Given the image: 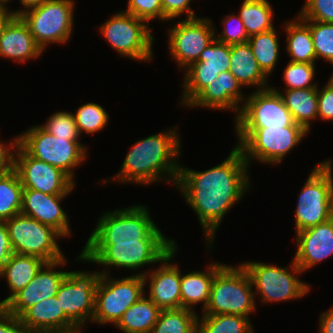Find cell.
Returning a JSON list of instances; mask_svg holds the SVG:
<instances>
[{
  "instance_id": "obj_25",
  "label": "cell",
  "mask_w": 333,
  "mask_h": 333,
  "mask_svg": "<svg viewBox=\"0 0 333 333\" xmlns=\"http://www.w3.org/2000/svg\"><path fill=\"white\" fill-rule=\"evenodd\" d=\"M19 319L29 333L64 331L76 327L64 314L56 296L30 306Z\"/></svg>"
},
{
  "instance_id": "obj_11",
  "label": "cell",
  "mask_w": 333,
  "mask_h": 333,
  "mask_svg": "<svg viewBox=\"0 0 333 333\" xmlns=\"http://www.w3.org/2000/svg\"><path fill=\"white\" fill-rule=\"evenodd\" d=\"M73 3V0H48L19 15L43 51L49 43L61 44L69 40L74 20Z\"/></svg>"
},
{
  "instance_id": "obj_43",
  "label": "cell",
  "mask_w": 333,
  "mask_h": 333,
  "mask_svg": "<svg viewBox=\"0 0 333 333\" xmlns=\"http://www.w3.org/2000/svg\"><path fill=\"white\" fill-rule=\"evenodd\" d=\"M234 15H227L226 18L222 21L224 25V30L219 35L215 36V38L222 43L225 44H238V43H245L249 40V36L245 30L243 21L241 18L235 13ZM236 22V25L234 24V27L230 25Z\"/></svg>"
},
{
  "instance_id": "obj_47",
  "label": "cell",
  "mask_w": 333,
  "mask_h": 333,
  "mask_svg": "<svg viewBox=\"0 0 333 333\" xmlns=\"http://www.w3.org/2000/svg\"><path fill=\"white\" fill-rule=\"evenodd\" d=\"M7 146L0 142V173L8 172L14 169L15 153L11 152L13 149L16 150L19 145V137L17 136ZM10 146V147H8ZM11 149V150H10Z\"/></svg>"
},
{
  "instance_id": "obj_31",
  "label": "cell",
  "mask_w": 333,
  "mask_h": 333,
  "mask_svg": "<svg viewBox=\"0 0 333 333\" xmlns=\"http://www.w3.org/2000/svg\"><path fill=\"white\" fill-rule=\"evenodd\" d=\"M294 21L286 22L287 53L290 61L300 63H315L316 55L310 32V27L299 17Z\"/></svg>"
},
{
  "instance_id": "obj_22",
  "label": "cell",
  "mask_w": 333,
  "mask_h": 333,
  "mask_svg": "<svg viewBox=\"0 0 333 333\" xmlns=\"http://www.w3.org/2000/svg\"><path fill=\"white\" fill-rule=\"evenodd\" d=\"M177 246L161 261V267L154 271L142 273L145 282L149 277V298L161 310L181 308V270L178 265H172ZM150 274H149V273Z\"/></svg>"
},
{
  "instance_id": "obj_28",
  "label": "cell",
  "mask_w": 333,
  "mask_h": 333,
  "mask_svg": "<svg viewBox=\"0 0 333 333\" xmlns=\"http://www.w3.org/2000/svg\"><path fill=\"white\" fill-rule=\"evenodd\" d=\"M222 266L223 264L216 262L209 264L208 271H194L181 275V308L193 310V305L202 302L205 310L209 302L214 275Z\"/></svg>"
},
{
  "instance_id": "obj_53",
  "label": "cell",
  "mask_w": 333,
  "mask_h": 333,
  "mask_svg": "<svg viewBox=\"0 0 333 333\" xmlns=\"http://www.w3.org/2000/svg\"><path fill=\"white\" fill-rule=\"evenodd\" d=\"M10 0H0V9L1 10H8L5 3H8Z\"/></svg>"
},
{
  "instance_id": "obj_5",
  "label": "cell",
  "mask_w": 333,
  "mask_h": 333,
  "mask_svg": "<svg viewBox=\"0 0 333 333\" xmlns=\"http://www.w3.org/2000/svg\"><path fill=\"white\" fill-rule=\"evenodd\" d=\"M87 242H137L138 240H171L165 238L145 206L134 205L108 212L98 219Z\"/></svg>"
},
{
  "instance_id": "obj_45",
  "label": "cell",
  "mask_w": 333,
  "mask_h": 333,
  "mask_svg": "<svg viewBox=\"0 0 333 333\" xmlns=\"http://www.w3.org/2000/svg\"><path fill=\"white\" fill-rule=\"evenodd\" d=\"M163 8V21L177 18L187 12L186 19L196 18L195 12L191 9V0H161Z\"/></svg>"
},
{
  "instance_id": "obj_4",
  "label": "cell",
  "mask_w": 333,
  "mask_h": 333,
  "mask_svg": "<svg viewBox=\"0 0 333 333\" xmlns=\"http://www.w3.org/2000/svg\"><path fill=\"white\" fill-rule=\"evenodd\" d=\"M246 269L224 264L214 275L204 314H230L249 318L255 311V292Z\"/></svg>"
},
{
  "instance_id": "obj_35",
  "label": "cell",
  "mask_w": 333,
  "mask_h": 333,
  "mask_svg": "<svg viewBox=\"0 0 333 333\" xmlns=\"http://www.w3.org/2000/svg\"><path fill=\"white\" fill-rule=\"evenodd\" d=\"M255 59L262 71L269 76L279 58V43L275 28L249 37Z\"/></svg>"
},
{
  "instance_id": "obj_37",
  "label": "cell",
  "mask_w": 333,
  "mask_h": 333,
  "mask_svg": "<svg viewBox=\"0 0 333 333\" xmlns=\"http://www.w3.org/2000/svg\"><path fill=\"white\" fill-rule=\"evenodd\" d=\"M73 115L80 134L83 131L86 134H94L102 130L109 120L106 110L92 102L80 106Z\"/></svg>"
},
{
  "instance_id": "obj_52",
  "label": "cell",
  "mask_w": 333,
  "mask_h": 333,
  "mask_svg": "<svg viewBox=\"0 0 333 333\" xmlns=\"http://www.w3.org/2000/svg\"><path fill=\"white\" fill-rule=\"evenodd\" d=\"M81 327H75L73 329L64 330V331H47L42 333H81Z\"/></svg>"
},
{
  "instance_id": "obj_44",
  "label": "cell",
  "mask_w": 333,
  "mask_h": 333,
  "mask_svg": "<svg viewBox=\"0 0 333 333\" xmlns=\"http://www.w3.org/2000/svg\"><path fill=\"white\" fill-rule=\"evenodd\" d=\"M318 96V118L322 120H333V77L331 76L324 88H317Z\"/></svg>"
},
{
  "instance_id": "obj_51",
  "label": "cell",
  "mask_w": 333,
  "mask_h": 333,
  "mask_svg": "<svg viewBox=\"0 0 333 333\" xmlns=\"http://www.w3.org/2000/svg\"><path fill=\"white\" fill-rule=\"evenodd\" d=\"M14 15L9 12L8 10H1L0 9V37H1V33L2 30L4 28V26L6 25V23L13 17Z\"/></svg>"
},
{
  "instance_id": "obj_30",
  "label": "cell",
  "mask_w": 333,
  "mask_h": 333,
  "mask_svg": "<svg viewBox=\"0 0 333 333\" xmlns=\"http://www.w3.org/2000/svg\"><path fill=\"white\" fill-rule=\"evenodd\" d=\"M280 94L295 123L309 132L310 120L318 118L317 88L290 89Z\"/></svg>"
},
{
  "instance_id": "obj_41",
  "label": "cell",
  "mask_w": 333,
  "mask_h": 333,
  "mask_svg": "<svg viewBox=\"0 0 333 333\" xmlns=\"http://www.w3.org/2000/svg\"><path fill=\"white\" fill-rule=\"evenodd\" d=\"M298 16L302 20L333 23V0H306Z\"/></svg>"
},
{
  "instance_id": "obj_49",
  "label": "cell",
  "mask_w": 333,
  "mask_h": 333,
  "mask_svg": "<svg viewBox=\"0 0 333 333\" xmlns=\"http://www.w3.org/2000/svg\"><path fill=\"white\" fill-rule=\"evenodd\" d=\"M320 333H333V306L330 310L321 314Z\"/></svg>"
},
{
  "instance_id": "obj_20",
  "label": "cell",
  "mask_w": 333,
  "mask_h": 333,
  "mask_svg": "<svg viewBox=\"0 0 333 333\" xmlns=\"http://www.w3.org/2000/svg\"><path fill=\"white\" fill-rule=\"evenodd\" d=\"M297 251L291 265L300 274L333 254V217L326 222L296 232Z\"/></svg>"
},
{
  "instance_id": "obj_33",
  "label": "cell",
  "mask_w": 333,
  "mask_h": 333,
  "mask_svg": "<svg viewBox=\"0 0 333 333\" xmlns=\"http://www.w3.org/2000/svg\"><path fill=\"white\" fill-rule=\"evenodd\" d=\"M23 186L15 169L0 173V221L20 214Z\"/></svg>"
},
{
  "instance_id": "obj_27",
  "label": "cell",
  "mask_w": 333,
  "mask_h": 333,
  "mask_svg": "<svg viewBox=\"0 0 333 333\" xmlns=\"http://www.w3.org/2000/svg\"><path fill=\"white\" fill-rule=\"evenodd\" d=\"M46 262L38 257L13 253L4 267L0 277L7 278L10 296L0 301L3 307L17 292L26 287Z\"/></svg>"
},
{
  "instance_id": "obj_19",
  "label": "cell",
  "mask_w": 333,
  "mask_h": 333,
  "mask_svg": "<svg viewBox=\"0 0 333 333\" xmlns=\"http://www.w3.org/2000/svg\"><path fill=\"white\" fill-rule=\"evenodd\" d=\"M65 259L45 263L28 285L17 292L3 308L19 317L30 306L56 296L67 271H57L54 268L66 264Z\"/></svg>"
},
{
  "instance_id": "obj_36",
  "label": "cell",
  "mask_w": 333,
  "mask_h": 333,
  "mask_svg": "<svg viewBox=\"0 0 333 333\" xmlns=\"http://www.w3.org/2000/svg\"><path fill=\"white\" fill-rule=\"evenodd\" d=\"M249 319L230 314H203L197 321V333H253Z\"/></svg>"
},
{
  "instance_id": "obj_42",
  "label": "cell",
  "mask_w": 333,
  "mask_h": 333,
  "mask_svg": "<svg viewBox=\"0 0 333 333\" xmlns=\"http://www.w3.org/2000/svg\"><path fill=\"white\" fill-rule=\"evenodd\" d=\"M126 13L149 23L154 18L163 21V8L161 0H128Z\"/></svg>"
},
{
  "instance_id": "obj_13",
  "label": "cell",
  "mask_w": 333,
  "mask_h": 333,
  "mask_svg": "<svg viewBox=\"0 0 333 333\" xmlns=\"http://www.w3.org/2000/svg\"><path fill=\"white\" fill-rule=\"evenodd\" d=\"M236 117V128L303 127L296 124L279 90L267 88L254 91L245 98Z\"/></svg>"
},
{
  "instance_id": "obj_46",
  "label": "cell",
  "mask_w": 333,
  "mask_h": 333,
  "mask_svg": "<svg viewBox=\"0 0 333 333\" xmlns=\"http://www.w3.org/2000/svg\"><path fill=\"white\" fill-rule=\"evenodd\" d=\"M0 333H29L19 317L0 307Z\"/></svg>"
},
{
  "instance_id": "obj_21",
  "label": "cell",
  "mask_w": 333,
  "mask_h": 333,
  "mask_svg": "<svg viewBox=\"0 0 333 333\" xmlns=\"http://www.w3.org/2000/svg\"><path fill=\"white\" fill-rule=\"evenodd\" d=\"M68 194H46L34 189L23 188L20 213L50 226L62 237L70 235L67 214L60 206V201Z\"/></svg>"
},
{
  "instance_id": "obj_6",
  "label": "cell",
  "mask_w": 333,
  "mask_h": 333,
  "mask_svg": "<svg viewBox=\"0 0 333 333\" xmlns=\"http://www.w3.org/2000/svg\"><path fill=\"white\" fill-rule=\"evenodd\" d=\"M307 133L304 127L236 128V146L248 165L252 159L279 164Z\"/></svg>"
},
{
  "instance_id": "obj_26",
  "label": "cell",
  "mask_w": 333,
  "mask_h": 333,
  "mask_svg": "<svg viewBox=\"0 0 333 333\" xmlns=\"http://www.w3.org/2000/svg\"><path fill=\"white\" fill-rule=\"evenodd\" d=\"M229 72L242 86H258L257 90L270 88L267 86V75L259 67L248 42L230 45Z\"/></svg>"
},
{
  "instance_id": "obj_50",
  "label": "cell",
  "mask_w": 333,
  "mask_h": 333,
  "mask_svg": "<svg viewBox=\"0 0 333 333\" xmlns=\"http://www.w3.org/2000/svg\"><path fill=\"white\" fill-rule=\"evenodd\" d=\"M21 1L22 5H24L25 9L23 10H17V11H10L14 16H19L23 11H26V9H30L36 6L42 5L44 2L48 0H19Z\"/></svg>"
},
{
  "instance_id": "obj_7",
  "label": "cell",
  "mask_w": 333,
  "mask_h": 333,
  "mask_svg": "<svg viewBox=\"0 0 333 333\" xmlns=\"http://www.w3.org/2000/svg\"><path fill=\"white\" fill-rule=\"evenodd\" d=\"M332 160L318 164L309 175L298 197L295 211L296 232L314 227L333 217Z\"/></svg>"
},
{
  "instance_id": "obj_16",
  "label": "cell",
  "mask_w": 333,
  "mask_h": 333,
  "mask_svg": "<svg viewBox=\"0 0 333 333\" xmlns=\"http://www.w3.org/2000/svg\"><path fill=\"white\" fill-rule=\"evenodd\" d=\"M213 26L210 19L196 17L183 19L169 29V53L179 67L188 68L198 60L217 35Z\"/></svg>"
},
{
  "instance_id": "obj_38",
  "label": "cell",
  "mask_w": 333,
  "mask_h": 333,
  "mask_svg": "<svg viewBox=\"0 0 333 333\" xmlns=\"http://www.w3.org/2000/svg\"><path fill=\"white\" fill-rule=\"evenodd\" d=\"M303 21L310 27L316 59L323 58L333 64V23Z\"/></svg>"
},
{
  "instance_id": "obj_23",
  "label": "cell",
  "mask_w": 333,
  "mask_h": 333,
  "mask_svg": "<svg viewBox=\"0 0 333 333\" xmlns=\"http://www.w3.org/2000/svg\"><path fill=\"white\" fill-rule=\"evenodd\" d=\"M242 84L229 72H221L216 80L204 87L186 106L213 109H232L240 114L239 107L246 99L240 92ZM239 104V105H238Z\"/></svg>"
},
{
  "instance_id": "obj_40",
  "label": "cell",
  "mask_w": 333,
  "mask_h": 333,
  "mask_svg": "<svg viewBox=\"0 0 333 333\" xmlns=\"http://www.w3.org/2000/svg\"><path fill=\"white\" fill-rule=\"evenodd\" d=\"M41 127L55 137L69 138L72 141H78L81 135L73 113L67 111L54 113Z\"/></svg>"
},
{
  "instance_id": "obj_15",
  "label": "cell",
  "mask_w": 333,
  "mask_h": 333,
  "mask_svg": "<svg viewBox=\"0 0 333 333\" xmlns=\"http://www.w3.org/2000/svg\"><path fill=\"white\" fill-rule=\"evenodd\" d=\"M100 272L69 271L61 282L56 297L64 314L76 326L85 325L93 319L96 286Z\"/></svg>"
},
{
  "instance_id": "obj_10",
  "label": "cell",
  "mask_w": 333,
  "mask_h": 333,
  "mask_svg": "<svg viewBox=\"0 0 333 333\" xmlns=\"http://www.w3.org/2000/svg\"><path fill=\"white\" fill-rule=\"evenodd\" d=\"M4 222L13 253L35 256L46 263L65 258L56 241L62 236L50 226L21 213Z\"/></svg>"
},
{
  "instance_id": "obj_39",
  "label": "cell",
  "mask_w": 333,
  "mask_h": 333,
  "mask_svg": "<svg viewBox=\"0 0 333 333\" xmlns=\"http://www.w3.org/2000/svg\"><path fill=\"white\" fill-rule=\"evenodd\" d=\"M315 63H300L290 61L284 69L283 78L290 89L318 88L316 83H311L315 75Z\"/></svg>"
},
{
  "instance_id": "obj_9",
  "label": "cell",
  "mask_w": 333,
  "mask_h": 333,
  "mask_svg": "<svg viewBox=\"0 0 333 333\" xmlns=\"http://www.w3.org/2000/svg\"><path fill=\"white\" fill-rule=\"evenodd\" d=\"M108 273L101 272L96 286L92 322L116 325L125 311L144 295L147 282L141 273L118 280H109Z\"/></svg>"
},
{
  "instance_id": "obj_14",
  "label": "cell",
  "mask_w": 333,
  "mask_h": 333,
  "mask_svg": "<svg viewBox=\"0 0 333 333\" xmlns=\"http://www.w3.org/2000/svg\"><path fill=\"white\" fill-rule=\"evenodd\" d=\"M251 278L256 293L264 303L298 299L310 291V286L293 275L288 267H277L261 262L242 264Z\"/></svg>"
},
{
  "instance_id": "obj_34",
  "label": "cell",
  "mask_w": 333,
  "mask_h": 333,
  "mask_svg": "<svg viewBox=\"0 0 333 333\" xmlns=\"http://www.w3.org/2000/svg\"><path fill=\"white\" fill-rule=\"evenodd\" d=\"M186 308L161 310L151 333H197L198 316Z\"/></svg>"
},
{
  "instance_id": "obj_1",
  "label": "cell",
  "mask_w": 333,
  "mask_h": 333,
  "mask_svg": "<svg viewBox=\"0 0 333 333\" xmlns=\"http://www.w3.org/2000/svg\"><path fill=\"white\" fill-rule=\"evenodd\" d=\"M249 166L235 146L221 164L209 170L200 172L180 167L176 185L196 212L209 245L227 211L250 188Z\"/></svg>"
},
{
  "instance_id": "obj_18",
  "label": "cell",
  "mask_w": 333,
  "mask_h": 333,
  "mask_svg": "<svg viewBox=\"0 0 333 333\" xmlns=\"http://www.w3.org/2000/svg\"><path fill=\"white\" fill-rule=\"evenodd\" d=\"M230 68V45L216 38L200 53L185 72L183 105H187L204 87Z\"/></svg>"
},
{
  "instance_id": "obj_29",
  "label": "cell",
  "mask_w": 333,
  "mask_h": 333,
  "mask_svg": "<svg viewBox=\"0 0 333 333\" xmlns=\"http://www.w3.org/2000/svg\"><path fill=\"white\" fill-rule=\"evenodd\" d=\"M160 311L144 294L125 311L115 326L125 333H151Z\"/></svg>"
},
{
  "instance_id": "obj_32",
  "label": "cell",
  "mask_w": 333,
  "mask_h": 333,
  "mask_svg": "<svg viewBox=\"0 0 333 333\" xmlns=\"http://www.w3.org/2000/svg\"><path fill=\"white\" fill-rule=\"evenodd\" d=\"M238 16L249 37L275 27L272 24L273 10L268 0H244Z\"/></svg>"
},
{
  "instance_id": "obj_3",
  "label": "cell",
  "mask_w": 333,
  "mask_h": 333,
  "mask_svg": "<svg viewBox=\"0 0 333 333\" xmlns=\"http://www.w3.org/2000/svg\"><path fill=\"white\" fill-rule=\"evenodd\" d=\"M177 245L174 240H138L137 242H87L80 260L135 270L161 262Z\"/></svg>"
},
{
  "instance_id": "obj_2",
  "label": "cell",
  "mask_w": 333,
  "mask_h": 333,
  "mask_svg": "<svg viewBox=\"0 0 333 333\" xmlns=\"http://www.w3.org/2000/svg\"><path fill=\"white\" fill-rule=\"evenodd\" d=\"M180 153V139L175 129L143 138L127 153L114 180L149 184L168 174L161 181L166 179L176 184L181 166L175 158Z\"/></svg>"
},
{
  "instance_id": "obj_48",
  "label": "cell",
  "mask_w": 333,
  "mask_h": 333,
  "mask_svg": "<svg viewBox=\"0 0 333 333\" xmlns=\"http://www.w3.org/2000/svg\"><path fill=\"white\" fill-rule=\"evenodd\" d=\"M12 254L13 250L9 241L7 227L4 221H0V270Z\"/></svg>"
},
{
  "instance_id": "obj_17",
  "label": "cell",
  "mask_w": 333,
  "mask_h": 333,
  "mask_svg": "<svg viewBox=\"0 0 333 333\" xmlns=\"http://www.w3.org/2000/svg\"><path fill=\"white\" fill-rule=\"evenodd\" d=\"M14 169L23 188L46 194H69L75 186L61 169L33 158L20 145L15 150Z\"/></svg>"
},
{
  "instance_id": "obj_12",
  "label": "cell",
  "mask_w": 333,
  "mask_h": 333,
  "mask_svg": "<svg viewBox=\"0 0 333 333\" xmlns=\"http://www.w3.org/2000/svg\"><path fill=\"white\" fill-rule=\"evenodd\" d=\"M100 31L121 56L139 61L152 60L154 37L144 20L120 11L100 26Z\"/></svg>"
},
{
  "instance_id": "obj_8",
  "label": "cell",
  "mask_w": 333,
  "mask_h": 333,
  "mask_svg": "<svg viewBox=\"0 0 333 333\" xmlns=\"http://www.w3.org/2000/svg\"><path fill=\"white\" fill-rule=\"evenodd\" d=\"M19 145L33 158L61 169L74 181V168L86 159V146L69 138H58L41 125L19 135Z\"/></svg>"
},
{
  "instance_id": "obj_24",
  "label": "cell",
  "mask_w": 333,
  "mask_h": 333,
  "mask_svg": "<svg viewBox=\"0 0 333 333\" xmlns=\"http://www.w3.org/2000/svg\"><path fill=\"white\" fill-rule=\"evenodd\" d=\"M28 25L20 16H13L4 26L0 37V57L25 62L42 54Z\"/></svg>"
}]
</instances>
